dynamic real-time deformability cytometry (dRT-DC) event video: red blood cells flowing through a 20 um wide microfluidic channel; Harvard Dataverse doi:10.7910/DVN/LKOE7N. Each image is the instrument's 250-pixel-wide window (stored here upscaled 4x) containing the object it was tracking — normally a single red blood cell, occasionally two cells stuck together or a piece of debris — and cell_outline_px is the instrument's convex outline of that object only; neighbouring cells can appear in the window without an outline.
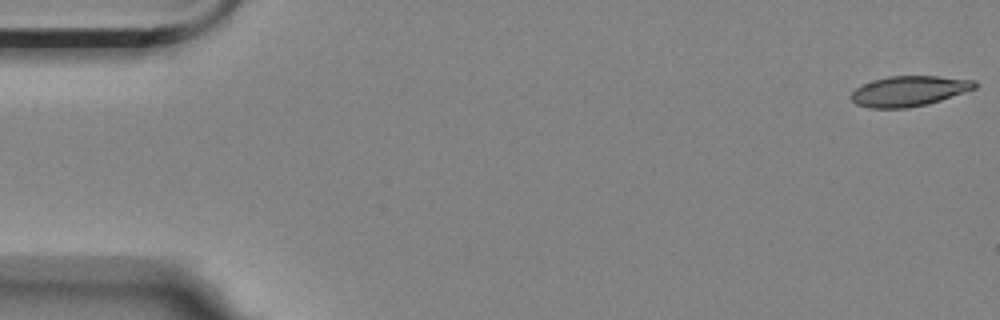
{"species": "Egyptian fruit bat (a non-hibernating species)", "species_latin": "Rousettus aegyptiacus", "temperature_condition": "room temperature", "stored_images_in_passage": 5, "camera_frame_rate_fps": 3000, "um_per_image_px": 0.085, "animal": {"sex": "female"}, "frame": {"image": 1, "passage_image": 1, "time_ms": 0.0, "image_size_px": [1000, 320], "cell_outline_px": [[980, 84], [976, 88], [928, 104], [908, 108], [868, 108], [856, 104], [848, 96], [860, 84], [872, 80], [888, 76], [936, 76], [976, 80]], "centroid_in_image_um": [77.24, 7.74], "position_along_channel_um": 7.8, "area_um2": 22.08}}
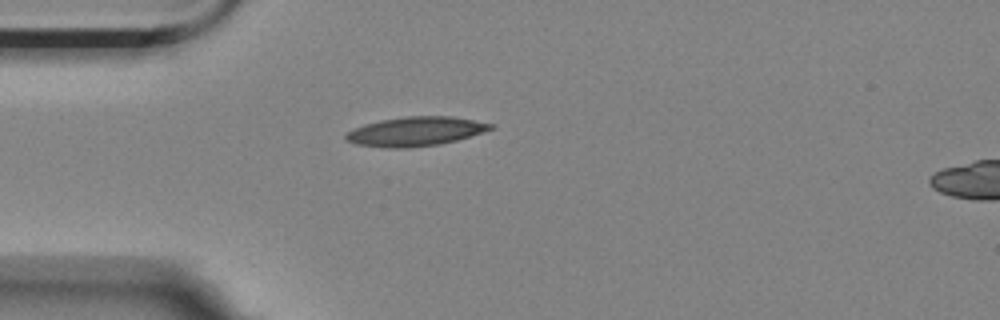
{"frame": {"image": 2, "passage_image": 5, "time_ms": 1.333, "image_size_px": [1000, 320], "cell_outline_px": [[496, 124], [492, 128], [456, 140], [440, 144], [408, 148], [388, 148], [356, 144], [344, 140], [344, 136], [348, 132], [364, 124], [380, 120], [408, 116], [452, 116]], "centroid_in_image_um": [35.29, 11.17], "position_along_channel_um": 49.7, "area_um2": 24.45}}